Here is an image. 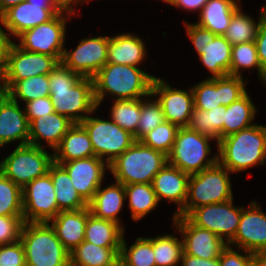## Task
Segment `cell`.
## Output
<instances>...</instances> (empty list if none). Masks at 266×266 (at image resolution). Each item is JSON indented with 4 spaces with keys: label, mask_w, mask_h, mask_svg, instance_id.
I'll return each instance as SVG.
<instances>
[{
    "label": "cell",
    "mask_w": 266,
    "mask_h": 266,
    "mask_svg": "<svg viewBox=\"0 0 266 266\" xmlns=\"http://www.w3.org/2000/svg\"><path fill=\"white\" fill-rule=\"evenodd\" d=\"M50 99L54 111L80 124L99 109L94 97L92 78L82 77L61 62L48 74Z\"/></svg>",
    "instance_id": "1"
},
{
    "label": "cell",
    "mask_w": 266,
    "mask_h": 266,
    "mask_svg": "<svg viewBox=\"0 0 266 266\" xmlns=\"http://www.w3.org/2000/svg\"><path fill=\"white\" fill-rule=\"evenodd\" d=\"M143 67L107 62L92 78L98 108L106 96L114 100L142 99L151 95L156 76ZM111 97V98H110Z\"/></svg>",
    "instance_id": "2"
},
{
    "label": "cell",
    "mask_w": 266,
    "mask_h": 266,
    "mask_svg": "<svg viewBox=\"0 0 266 266\" xmlns=\"http://www.w3.org/2000/svg\"><path fill=\"white\" fill-rule=\"evenodd\" d=\"M218 162L231 174L266 165V126L254 124L219 140Z\"/></svg>",
    "instance_id": "3"
},
{
    "label": "cell",
    "mask_w": 266,
    "mask_h": 266,
    "mask_svg": "<svg viewBox=\"0 0 266 266\" xmlns=\"http://www.w3.org/2000/svg\"><path fill=\"white\" fill-rule=\"evenodd\" d=\"M20 241L25 249L26 266H70V253L46 222H24Z\"/></svg>",
    "instance_id": "4"
},
{
    "label": "cell",
    "mask_w": 266,
    "mask_h": 266,
    "mask_svg": "<svg viewBox=\"0 0 266 266\" xmlns=\"http://www.w3.org/2000/svg\"><path fill=\"white\" fill-rule=\"evenodd\" d=\"M167 164V155L135 141L109 164L113 179L123 185L151 184L155 175Z\"/></svg>",
    "instance_id": "5"
},
{
    "label": "cell",
    "mask_w": 266,
    "mask_h": 266,
    "mask_svg": "<svg viewBox=\"0 0 266 266\" xmlns=\"http://www.w3.org/2000/svg\"><path fill=\"white\" fill-rule=\"evenodd\" d=\"M230 173L217 162L201 172L190 175L184 208L176 216H187L200 206L234 199Z\"/></svg>",
    "instance_id": "6"
},
{
    "label": "cell",
    "mask_w": 266,
    "mask_h": 266,
    "mask_svg": "<svg viewBox=\"0 0 266 266\" xmlns=\"http://www.w3.org/2000/svg\"><path fill=\"white\" fill-rule=\"evenodd\" d=\"M211 141L215 140L188 127H179L167 163L189 175L201 172L218 162V152L211 156Z\"/></svg>",
    "instance_id": "7"
},
{
    "label": "cell",
    "mask_w": 266,
    "mask_h": 266,
    "mask_svg": "<svg viewBox=\"0 0 266 266\" xmlns=\"http://www.w3.org/2000/svg\"><path fill=\"white\" fill-rule=\"evenodd\" d=\"M54 162L53 151L31 144L16 146L4 159L0 160V172L21 188L48 173Z\"/></svg>",
    "instance_id": "8"
},
{
    "label": "cell",
    "mask_w": 266,
    "mask_h": 266,
    "mask_svg": "<svg viewBox=\"0 0 266 266\" xmlns=\"http://www.w3.org/2000/svg\"><path fill=\"white\" fill-rule=\"evenodd\" d=\"M74 15L63 10L51 20L21 33L16 38L19 41L16 44L29 52L53 56L60 63L65 48L67 22Z\"/></svg>",
    "instance_id": "9"
},
{
    "label": "cell",
    "mask_w": 266,
    "mask_h": 266,
    "mask_svg": "<svg viewBox=\"0 0 266 266\" xmlns=\"http://www.w3.org/2000/svg\"><path fill=\"white\" fill-rule=\"evenodd\" d=\"M94 110L80 124L88 132L95 156L108 165L127 150L134 142V136L122 129L110 118L100 119ZM93 115V116H91Z\"/></svg>",
    "instance_id": "10"
},
{
    "label": "cell",
    "mask_w": 266,
    "mask_h": 266,
    "mask_svg": "<svg viewBox=\"0 0 266 266\" xmlns=\"http://www.w3.org/2000/svg\"><path fill=\"white\" fill-rule=\"evenodd\" d=\"M243 206H235L234 199L193 209L186 217L197 227L207 229L227 245L234 239Z\"/></svg>",
    "instance_id": "11"
},
{
    "label": "cell",
    "mask_w": 266,
    "mask_h": 266,
    "mask_svg": "<svg viewBox=\"0 0 266 266\" xmlns=\"http://www.w3.org/2000/svg\"><path fill=\"white\" fill-rule=\"evenodd\" d=\"M227 75L218 78H204L191 86L194 96V108L204 111L217 106H229L247 92L248 78Z\"/></svg>",
    "instance_id": "12"
},
{
    "label": "cell",
    "mask_w": 266,
    "mask_h": 266,
    "mask_svg": "<svg viewBox=\"0 0 266 266\" xmlns=\"http://www.w3.org/2000/svg\"><path fill=\"white\" fill-rule=\"evenodd\" d=\"M58 63L53 56L26 51L15 41L9 52L6 73L0 82V92L6 93L17 81L48 75Z\"/></svg>",
    "instance_id": "13"
},
{
    "label": "cell",
    "mask_w": 266,
    "mask_h": 266,
    "mask_svg": "<svg viewBox=\"0 0 266 266\" xmlns=\"http://www.w3.org/2000/svg\"><path fill=\"white\" fill-rule=\"evenodd\" d=\"M109 36L83 38L74 50L64 48L61 63L73 72L93 78L107 63Z\"/></svg>",
    "instance_id": "14"
},
{
    "label": "cell",
    "mask_w": 266,
    "mask_h": 266,
    "mask_svg": "<svg viewBox=\"0 0 266 266\" xmlns=\"http://www.w3.org/2000/svg\"><path fill=\"white\" fill-rule=\"evenodd\" d=\"M49 173L22 188L23 221L49 223L60 211Z\"/></svg>",
    "instance_id": "15"
},
{
    "label": "cell",
    "mask_w": 266,
    "mask_h": 266,
    "mask_svg": "<svg viewBox=\"0 0 266 266\" xmlns=\"http://www.w3.org/2000/svg\"><path fill=\"white\" fill-rule=\"evenodd\" d=\"M151 94L160 103L164 119L178 127H187L194 110V96L191 87L175 89L166 79L155 77Z\"/></svg>",
    "instance_id": "16"
},
{
    "label": "cell",
    "mask_w": 266,
    "mask_h": 266,
    "mask_svg": "<svg viewBox=\"0 0 266 266\" xmlns=\"http://www.w3.org/2000/svg\"><path fill=\"white\" fill-rule=\"evenodd\" d=\"M176 234L181 235L184 254L207 260L220 257L227 244L213 232L197 227L186 216L172 217Z\"/></svg>",
    "instance_id": "17"
},
{
    "label": "cell",
    "mask_w": 266,
    "mask_h": 266,
    "mask_svg": "<svg viewBox=\"0 0 266 266\" xmlns=\"http://www.w3.org/2000/svg\"><path fill=\"white\" fill-rule=\"evenodd\" d=\"M228 245L250 253H266V212L257 201L243 207L236 235Z\"/></svg>",
    "instance_id": "18"
},
{
    "label": "cell",
    "mask_w": 266,
    "mask_h": 266,
    "mask_svg": "<svg viewBox=\"0 0 266 266\" xmlns=\"http://www.w3.org/2000/svg\"><path fill=\"white\" fill-rule=\"evenodd\" d=\"M57 164L67 171L72 185L87 203L93 199L109 170V165L97 156Z\"/></svg>",
    "instance_id": "19"
},
{
    "label": "cell",
    "mask_w": 266,
    "mask_h": 266,
    "mask_svg": "<svg viewBox=\"0 0 266 266\" xmlns=\"http://www.w3.org/2000/svg\"><path fill=\"white\" fill-rule=\"evenodd\" d=\"M16 141L20 142L17 146L29 144V122L24 107L0 92V150Z\"/></svg>",
    "instance_id": "20"
},
{
    "label": "cell",
    "mask_w": 266,
    "mask_h": 266,
    "mask_svg": "<svg viewBox=\"0 0 266 266\" xmlns=\"http://www.w3.org/2000/svg\"><path fill=\"white\" fill-rule=\"evenodd\" d=\"M189 176L179 168L167 163L153 178L151 184L159 203L165 199L177 205L172 217L184 208Z\"/></svg>",
    "instance_id": "21"
},
{
    "label": "cell",
    "mask_w": 266,
    "mask_h": 266,
    "mask_svg": "<svg viewBox=\"0 0 266 266\" xmlns=\"http://www.w3.org/2000/svg\"><path fill=\"white\" fill-rule=\"evenodd\" d=\"M56 13L48 5H36L23 1L7 10L1 20L12 38L51 20Z\"/></svg>",
    "instance_id": "22"
},
{
    "label": "cell",
    "mask_w": 266,
    "mask_h": 266,
    "mask_svg": "<svg viewBox=\"0 0 266 266\" xmlns=\"http://www.w3.org/2000/svg\"><path fill=\"white\" fill-rule=\"evenodd\" d=\"M73 124L56 112L36 118L29 124V144L44 148L46 143L54 151Z\"/></svg>",
    "instance_id": "23"
},
{
    "label": "cell",
    "mask_w": 266,
    "mask_h": 266,
    "mask_svg": "<svg viewBox=\"0 0 266 266\" xmlns=\"http://www.w3.org/2000/svg\"><path fill=\"white\" fill-rule=\"evenodd\" d=\"M145 44L143 38L129 32L109 36L107 62L140 67L148 55Z\"/></svg>",
    "instance_id": "24"
},
{
    "label": "cell",
    "mask_w": 266,
    "mask_h": 266,
    "mask_svg": "<svg viewBox=\"0 0 266 266\" xmlns=\"http://www.w3.org/2000/svg\"><path fill=\"white\" fill-rule=\"evenodd\" d=\"M100 185L95 192L93 199L88 203V207L95 217L114 221L124 229L122 218L119 213L125 206V185L113 181L105 188Z\"/></svg>",
    "instance_id": "25"
},
{
    "label": "cell",
    "mask_w": 266,
    "mask_h": 266,
    "mask_svg": "<svg viewBox=\"0 0 266 266\" xmlns=\"http://www.w3.org/2000/svg\"><path fill=\"white\" fill-rule=\"evenodd\" d=\"M89 207L76 211H60L49 223L54 228L58 239L70 252L84 241V233Z\"/></svg>",
    "instance_id": "26"
},
{
    "label": "cell",
    "mask_w": 266,
    "mask_h": 266,
    "mask_svg": "<svg viewBox=\"0 0 266 266\" xmlns=\"http://www.w3.org/2000/svg\"><path fill=\"white\" fill-rule=\"evenodd\" d=\"M95 156L88 132L81 124H73L53 151L55 163Z\"/></svg>",
    "instance_id": "27"
},
{
    "label": "cell",
    "mask_w": 266,
    "mask_h": 266,
    "mask_svg": "<svg viewBox=\"0 0 266 266\" xmlns=\"http://www.w3.org/2000/svg\"><path fill=\"white\" fill-rule=\"evenodd\" d=\"M241 0H209L198 14L197 25L223 36Z\"/></svg>",
    "instance_id": "28"
},
{
    "label": "cell",
    "mask_w": 266,
    "mask_h": 266,
    "mask_svg": "<svg viewBox=\"0 0 266 266\" xmlns=\"http://www.w3.org/2000/svg\"><path fill=\"white\" fill-rule=\"evenodd\" d=\"M231 52L232 45L220 35L202 48L198 56L200 63L210 72L207 78L230 75Z\"/></svg>",
    "instance_id": "29"
},
{
    "label": "cell",
    "mask_w": 266,
    "mask_h": 266,
    "mask_svg": "<svg viewBox=\"0 0 266 266\" xmlns=\"http://www.w3.org/2000/svg\"><path fill=\"white\" fill-rule=\"evenodd\" d=\"M48 173L54 185L59 211H76L88 207V203L76 191L67 171L60 164L53 162Z\"/></svg>",
    "instance_id": "30"
},
{
    "label": "cell",
    "mask_w": 266,
    "mask_h": 266,
    "mask_svg": "<svg viewBox=\"0 0 266 266\" xmlns=\"http://www.w3.org/2000/svg\"><path fill=\"white\" fill-rule=\"evenodd\" d=\"M125 229L114 221L88 215L84 241L101 247H121Z\"/></svg>",
    "instance_id": "31"
},
{
    "label": "cell",
    "mask_w": 266,
    "mask_h": 266,
    "mask_svg": "<svg viewBox=\"0 0 266 266\" xmlns=\"http://www.w3.org/2000/svg\"><path fill=\"white\" fill-rule=\"evenodd\" d=\"M257 107L246 92L241 98L226 106L224 112L223 138L253 126Z\"/></svg>",
    "instance_id": "32"
},
{
    "label": "cell",
    "mask_w": 266,
    "mask_h": 266,
    "mask_svg": "<svg viewBox=\"0 0 266 266\" xmlns=\"http://www.w3.org/2000/svg\"><path fill=\"white\" fill-rule=\"evenodd\" d=\"M241 8L242 6H239L235 10L230 24L223 35L231 45L255 41L258 28L266 16V3H263L262 8L260 7L257 22L251 15L244 13Z\"/></svg>",
    "instance_id": "33"
},
{
    "label": "cell",
    "mask_w": 266,
    "mask_h": 266,
    "mask_svg": "<svg viewBox=\"0 0 266 266\" xmlns=\"http://www.w3.org/2000/svg\"><path fill=\"white\" fill-rule=\"evenodd\" d=\"M125 199H128L130 217L134 222L146 217L159 204L152 184L147 183L125 185Z\"/></svg>",
    "instance_id": "34"
},
{
    "label": "cell",
    "mask_w": 266,
    "mask_h": 266,
    "mask_svg": "<svg viewBox=\"0 0 266 266\" xmlns=\"http://www.w3.org/2000/svg\"><path fill=\"white\" fill-rule=\"evenodd\" d=\"M121 247H101L83 241L70 251V266H103L120 254Z\"/></svg>",
    "instance_id": "35"
},
{
    "label": "cell",
    "mask_w": 266,
    "mask_h": 266,
    "mask_svg": "<svg viewBox=\"0 0 266 266\" xmlns=\"http://www.w3.org/2000/svg\"><path fill=\"white\" fill-rule=\"evenodd\" d=\"M224 112L226 106H217L209 111L195 109L190 117L188 128L211 137L218 143L223 138Z\"/></svg>",
    "instance_id": "36"
},
{
    "label": "cell",
    "mask_w": 266,
    "mask_h": 266,
    "mask_svg": "<svg viewBox=\"0 0 266 266\" xmlns=\"http://www.w3.org/2000/svg\"><path fill=\"white\" fill-rule=\"evenodd\" d=\"M175 234H159L153 237V251L156 266H180L183 250L182 238Z\"/></svg>",
    "instance_id": "37"
},
{
    "label": "cell",
    "mask_w": 266,
    "mask_h": 266,
    "mask_svg": "<svg viewBox=\"0 0 266 266\" xmlns=\"http://www.w3.org/2000/svg\"><path fill=\"white\" fill-rule=\"evenodd\" d=\"M111 107L108 118L132 134L135 141H137V127L141 115V99L114 100Z\"/></svg>",
    "instance_id": "38"
},
{
    "label": "cell",
    "mask_w": 266,
    "mask_h": 266,
    "mask_svg": "<svg viewBox=\"0 0 266 266\" xmlns=\"http://www.w3.org/2000/svg\"><path fill=\"white\" fill-rule=\"evenodd\" d=\"M48 75H37L17 81L6 94L15 102L25 104L40 97L50 96Z\"/></svg>",
    "instance_id": "39"
},
{
    "label": "cell",
    "mask_w": 266,
    "mask_h": 266,
    "mask_svg": "<svg viewBox=\"0 0 266 266\" xmlns=\"http://www.w3.org/2000/svg\"><path fill=\"white\" fill-rule=\"evenodd\" d=\"M256 69L258 78H262V68L259 62L255 41L232 45L231 52V76H242L244 70ZM243 70V71H242Z\"/></svg>",
    "instance_id": "40"
},
{
    "label": "cell",
    "mask_w": 266,
    "mask_h": 266,
    "mask_svg": "<svg viewBox=\"0 0 266 266\" xmlns=\"http://www.w3.org/2000/svg\"><path fill=\"white\" fill-rule=\"evenodd\" d=\"M125 234L122 240L120 255L126 266H156L153 251V237H138L127 247Z\"/></svg>",
    "instance_id": "41"
},
{
    "label": "cell",
    "mask_w": 266,
    "mask_h": 266,
    "mask_svg": "<svg viewBox=\"0 0 266 266\" xmlns=\"http://www.w3.org/2000/svg\"><path fill=\"white\" fill-rule=\"evenodd\" d=\"M0 216H23L22 188L0 172Z\"/></svg>",
    "instance_id": "42"
},
{
    "label": "cell",
    "mask_w": 266,
    "mask_h": 266,
    "mask_svg": "<svg viewBox=\"0 0 266 266\" xmlns=\"http://www.w3.org/2000/svg\"><path fill=\"white\" fill-rule=\"evenodd\" d=\"M165 121L160 103L151 94L141 99V115L137 127V141Z\"/></svg>",
    "instance_id": "43"
},
{
    "label": "cell",
    "mask_w": 266,
    "mask_h": 266,
    "mask_svg": "<svg viewBox=\"0 0 266 266\" xmlns=\"http://www.w3.org/2000/svg\"><path fill=\"white\" fill-rule=\"evenodd\" d=\"M178 129L177 125L164 121L144 135L139 141L154 150L168 155L175 142Z\"/></svg>",
    "instance_id": "44"
},
{
    "label": "cell",
    "mask_w": 266,
    "mask_h": 266,
    "mask_svg": "<svg viewBox=\"0 0 266 266\" xmlns=\"http://www.w3.org/2000/svg\"><path fill=\"white\" fill-rule=\"evenodd\" d=\"M23 224V216H0V245L19 241Z\"/></svg>",
    "instance_id": "45"
},
{
    "label": "cell",
    "mask_w": 266,
    "mask_h": 266,
    "mask_svg": "<svg viewBox=\"0 0 266 266\" xmlns=\"http://www.w3.org/2000/svg\"><path fill=\"white\" fill-rule=\"evenodd\" d=\"M0 266H26L25 249L20 240L0 245Z\"/></svg>",
    "instance_id": "46"
},
{
    "label": "cell",
    "mask_w": 266,
    "mask_h": 266,
    "mask_svg": "<svg viewBox=\"0 0 266 266\" xmlns=\"http://www.w3.org/2000/svg\"><path fill=\"white\" fill-rule=\"evenodd\" d=\"M184 27L186 28V34L191 40L190 42L193 44L197 55L206 44L213 41L217 36L210 30L205 29L196 23L187 22V20L184 21Z\"/></svg>",
    "instance_id": "47"
},
{
    "label": "cell",
    "mask_w": 266,
    "mask_h": 266,
    "mask_svg": "<svg viewBox=\"0 0 266 266\" xmlns=\"http://www.w3.org/2000/svg\"><path fill=\"white\" fill-rule=\"evenodd\" d=\"M252 254L243 249L237 250L227 245L219 257L220 266H251Z\"/></svg>",
    "instance_id": "48"
},
{
    "label": "cell",
    "mask_w": 266,
    "mask_h": 266,
    "mask_svg": "<svg viewBox=\"0 0 266 266\" xmlns=\"http://www.w3.org/2000/svg\"><path fill=\"white\" fill-rule=\"evenodd\" d=\"M29 124L36 118L55 112L50 96L40 97L24 104Z\"/></svg>",
    "instance_id": "49"
},
{
    "label": "cell",
    "mask_w": 266,
    "mask_h": 266,
    "mask_svg": "<svg viewBox=\"0 0 266 266\" xmlns=\"http://www.w3.org/2000/svg\"><path fill=\"white\" fill-rule=\"evenodd\" d=\"M5 29L2 20L0 21V82L6 73L9 52L14 44L9 32Z\"/></svg>",
    "instance_id": "50"
},
{
    "label": "cell",
    "mask_w": 266,
    "mask_h": 266,
    "mask_svg": "<svg viewBox=\"0 0 266 266\" xmlns=\"http://www.w3.org/2000/svg\"><path fill=\"white\" fill-rule=\"evenodd\" d=\"M255 44L263 76L266 72V16L258 28Z\"/></svg>",
    "instance_id": "51"
},
{
    "label": "cell",
    "mask_w": 266,
    "mask_h": 266,
    "mask_svg": "<svg viewBox=\"0 0 266 266\" xmlns=\"http://www.w3.org/2000/svg\"><path fill=\"white\" fill-rule=\"evenodd\" d=\"M180 266H220V263L219 258L207 260L183 253Z\"/></svg>",
    "instance_id": "52"
},
{
    "label": "cell",
    "mask_w": 266,
    "mask_h": 266,
    "mask_svg": "<svg viewBox=\"0 0 266 266\" xmlns=\"http://www.w3.org/2000/svg\"><path fill=\"white\" fill-rule=\"evenodd\" d=\"M208 1L209 0H174L172 6L190 12L198 11L196 13L199 14Z\"/></svg>",
    "instance_id": "53"
},
{
    "label": "cell",
    "mask_w": 266,
    "mask_h": 266,
    "mask_svg": "<svg viewBox=\"0 0 266 266\" xmlns=\"http://www.w3.org/2000/svg\"><path fill=\"white\" fill-rule=\"evenodd\" d=\"M56 3L63 9L70 12H77L76 8L77 5L83 4V3H89L90 0H55Z\"/></svg>",
    "instance_id": "54"
},
{
    "label": "cell",
    "mask_w": 266,
    "mask_h": 266,
    "mask_svg": "<svg viewBox=\"0 0 266 266\" xmlns=\"http://www.w3.org/2000/svg\"><path fill=\"white\" fill-rule=\"evenodd\" d=\"M36 5H48L56 14L63 11V9L56 3L55 0H26Z\"/></svg>",
    "instance_id": "55"
},
{
    "label": "cell",
    "mask_w": 266,
    "mask_h": 266,
    "mask_svg": "<svg viewBox=\"0 0 266 266\" xmlns=\"http://www.w3.org/2000/svg\"><path fill=\"white\" fill-rule=\"evenodd\" d=\"M26 0H0V15L2 16L7 10Z\"/></svg>",
    "instance_id": "56"
},
{
    "label": "cell",
    "mask_w": 266,
    "mask_h": 266,
    "mask_svg": "<svg viewBox=\"0 0 266 266\" xmlns=\"http://www.w3.org/2000/svg\"><path fill=\"white\" fill-rule=\"evenodd\" d=\"M251 266H266V253H253Z\"/></svg>",
    "instance_id": "57"
},
{
    "label": "cell",
    "mask_w": 266,
    "mask_h": 266,
    "mask_svg": "<svg viewBox=\"0 0 266 266\" xmlns=\"http://www.w3.org/2000/svg\"><path fill=\"white\" fill-rule=\"evenodd\" d=\"M103 266H126V264H125L123 257L119 254L112 261H110L109 263Z\"/></svg>",
    "instance_id": "58"
},
{
    "label": "cell",
    "mask_w": 266,
    "mask_h": 266,
    "mask_svg": "<svg viewBox=\"0 0 266 266\" xmlns=\"http://www.w3.org/2000/svg\"><path fill=\"white\" fill-rule=\"evenodd\" d=\"M261 83L266 86V72L263 74L262 78L260 79Z\"/></svg>",
    "instance_id": "59"
},
{
    "label": "cell",
    "mask_w": 266,
    "mask_h": 266,
    "mask_svg": "<svg viewBox=\"0 0 266 266\" xmlns=\"http://www.w3.org/2000/svg\"><path fill=\"white\" fill-rule=\"evenodd\" d=\"M161 1H163L164 3H167V5L171 6L174 0H161Z\"/></svg>",
    "instance_id": "60"
}]
</instances>
